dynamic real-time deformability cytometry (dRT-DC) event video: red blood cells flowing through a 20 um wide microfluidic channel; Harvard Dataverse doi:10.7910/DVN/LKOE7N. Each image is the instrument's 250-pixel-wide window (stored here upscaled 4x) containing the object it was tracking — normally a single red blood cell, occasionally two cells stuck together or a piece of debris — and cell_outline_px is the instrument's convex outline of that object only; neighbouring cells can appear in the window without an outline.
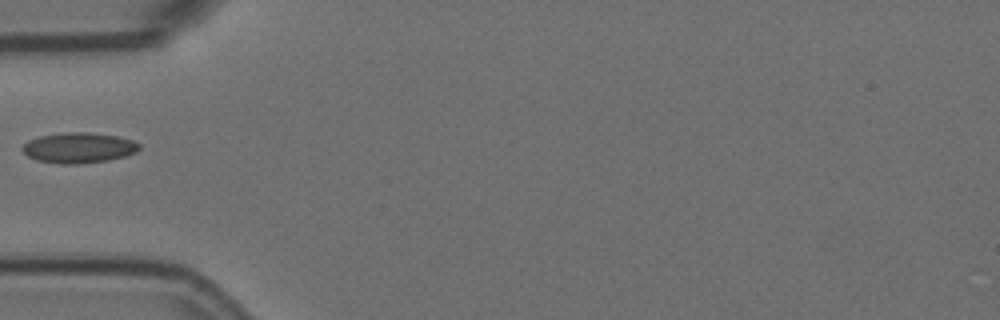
{"species": "Egyptian fruit bat (a non-hibernating species)", "species_latin": "Rousettus aegyptiacus", "temperature_condition": "room temperature", "stored_images_in_passage": 6, "camera_frame_rate_fps": 3000, "um_per_image_px": 0.085, "animal": {"sex": "female"}, "frame": {"image": 1, "passage_image": 6, "time_ms": 1.667, "image_size_px": [1000, 320], "cell_outline_px": [[140, 148], [136, 152], [124, 156], [108, 160], [72, 164], [60, 164], [36, 160], [28, 156], [20, 148], [28, 140], [40, 136], [64, 132], [88, 132], [116, 136], [132, 140], [140, 144]], "centroid_in_image_um": [6.67, 12.55], "position_along_channel_um": 78.3, "area_um2": 20.63}}